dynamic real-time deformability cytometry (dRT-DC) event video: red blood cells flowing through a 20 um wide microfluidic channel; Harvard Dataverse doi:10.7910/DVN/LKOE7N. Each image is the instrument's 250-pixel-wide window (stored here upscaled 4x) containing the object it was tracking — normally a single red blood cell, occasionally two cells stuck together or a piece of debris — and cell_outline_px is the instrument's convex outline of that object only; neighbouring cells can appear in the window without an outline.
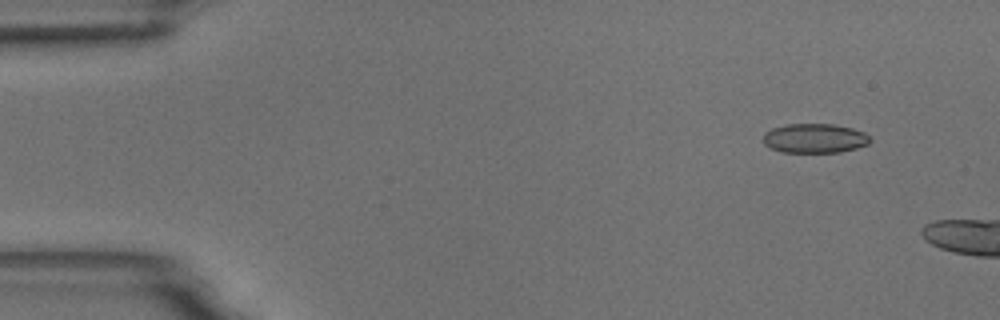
{"species": "common noctule bat (a hibernating species)", "species_latin": "Nyctalus noctula", "temperature_condition": "room temperature", "stored_images_in_passage": 6, "camera_frame_rate_fps": 3000, "um_per_image_px": 0.085, "animal": {"sex": "male", "body_mass_g": 18.8}, "frame": {"image": 1, "passage_image": 1, "time_ms": 0.0, "image_size_px": [1000, 320], "cell_outline_px": [[872, 140], [868, 144], [856, 148], [840, 152], [780, 152], [768, 148], [764, 144], [764, 132], [772, 128], [784, 124], [836, 124], [852, 128], [864, 132]], "centroid_in_image_um": [69.22, 11.75], "position_along_channel_um": 15.8, "area_um2": 18.5}}